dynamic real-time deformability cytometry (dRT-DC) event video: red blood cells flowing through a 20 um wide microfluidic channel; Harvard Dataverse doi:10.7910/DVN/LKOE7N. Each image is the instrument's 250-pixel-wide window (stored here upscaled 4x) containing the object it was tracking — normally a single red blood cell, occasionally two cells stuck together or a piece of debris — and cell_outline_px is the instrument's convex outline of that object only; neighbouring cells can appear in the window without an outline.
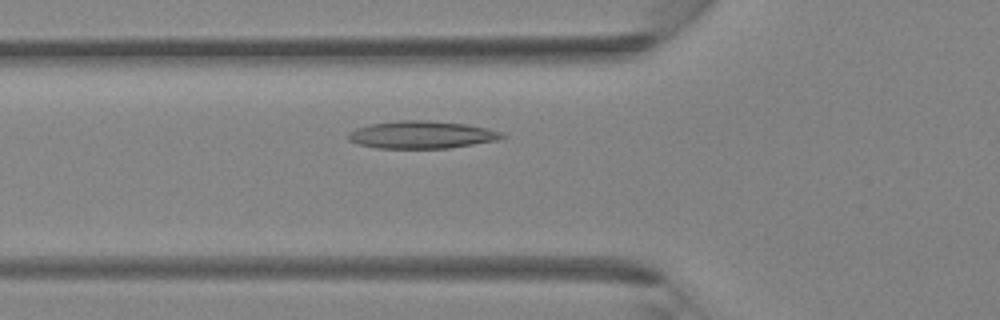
{"species": "Egyptian fruit bat (a non-hibernating species)", "species_latin": "Rousettus aegyptiacus", "temperature_condition": "room temperature", "stored_images_in_passage": 38, "camera_frame_rate_fps": 3000, "um_per_image_px": 0.085, "animal": {"sex": "female"}, "frame": {"image": 1, "passage_image": 11, "time_ms": 3.333, "image_size_px": [1000, 320], "cell_outline_px": [[508, 136], [496, 140], [448, 148], [376, 148], [360, 144], [348, 140], [348, 132], [356, 128], [372, 124], [400, 120], [428, 120], [468, 124], [500, 132]], "centroid_in_image_um": [35.82, 11.45], "position_along_channel_um": 90.0, "area_um2": 24.45}}
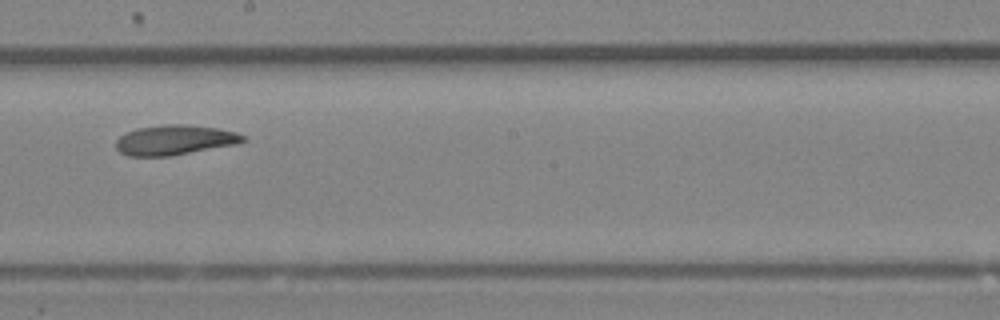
{"frame": {"image": 2, "passage_image": 20, "time_ms": 6.333, "image_size_px": [1000, 320], "cell_outline_px": [[248, 140], [236, 144], [172, 156], [128, 156], [120, 152], [116, 148], [116, 140], [120, 136], [136, 128], [168, 124], [184, 124], [216, 128], [236, 132], [248, 136]], "centroid_in_image_um": [14.88, 11.9], "position_along_channel_um": 233.3, "area_um2": 22.25}}
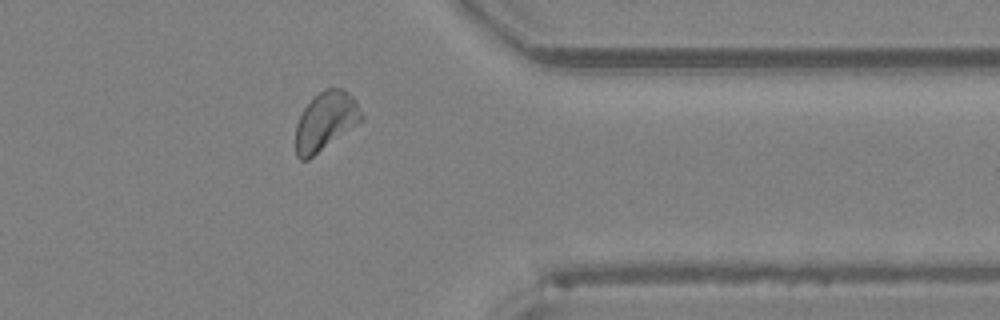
{"frame": {"image": 3, "passage_image": 30, "time_ms": 9.667, "image_size_px": [1000, 320], "cell_outline_px": [[364, 120], [308, 160], [300, 160], [296, 156], [296, 124], [304, 108], [324, 88], [344, 88], [356, 100], [364, 116]], "centroid_in_image_um": [27.7, 10.31], "position_along_channel_um": 383.7, "area_um2": 22.48}}